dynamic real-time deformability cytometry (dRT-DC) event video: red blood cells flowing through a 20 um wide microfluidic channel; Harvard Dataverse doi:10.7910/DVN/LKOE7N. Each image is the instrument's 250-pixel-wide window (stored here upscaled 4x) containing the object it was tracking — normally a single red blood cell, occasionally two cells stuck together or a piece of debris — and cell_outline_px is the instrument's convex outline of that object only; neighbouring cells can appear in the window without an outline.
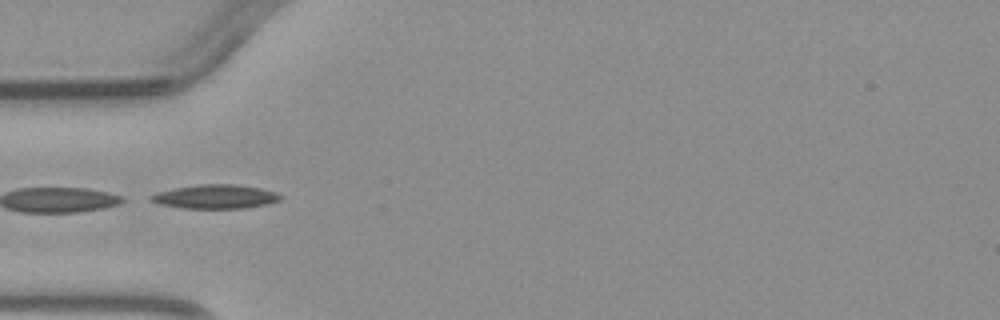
{"species": "common noctule bat (a hibernating species)", "species_latin": "Nyctalus noctula", "temperature_condition": "warm", "stored_images_in_passage": 5, "camera_frame_rate_fps": 3000, "um_per_image_px": 0.085, "animal": {"sex": "male", "body_mass_g": 23.1, "forearm_length_mm": 52.7}, "frame": {"image": 1, "passage_image": 5, "time_ms": 4.667, "image_size_px": [1000, 320], "cell_outline_px": [[284, 196], [280, 200], [264, 204], [244, 208], [180, 208], [160, 204], [148, 200], [148, 196], [156, 192], [176, 188], [200, 184], [236, 184], [260, 188], [276, 192]], "centroid_in_image_um": [18.28, 16.71], "position_along_channel_um": 66.7, "area_um2": 18.09}}